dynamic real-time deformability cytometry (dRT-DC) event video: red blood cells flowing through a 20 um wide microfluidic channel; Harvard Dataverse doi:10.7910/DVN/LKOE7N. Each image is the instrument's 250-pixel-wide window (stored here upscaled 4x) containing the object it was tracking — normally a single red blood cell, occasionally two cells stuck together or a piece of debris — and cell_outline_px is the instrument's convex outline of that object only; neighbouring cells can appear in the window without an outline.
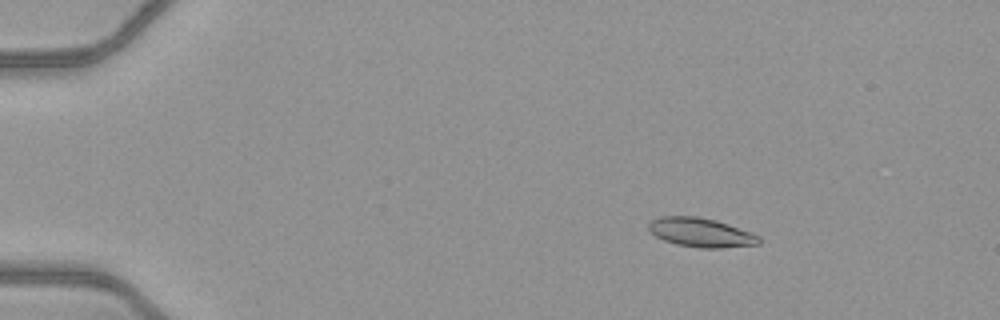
{"species": "common noctule bat (a hibernating species)", "species_latin": "Nyctalus noctula", "temperature_condition": "warm", "stored_images_in_passage": 46, "camera_frame_rate_fps": 3000, "um_per_image_px": 0.085, "animal": {"sex": "female", "body_mass_g": 21.9}, "frame": {"image": 1, "passage_image": 3, "time_ms": 0.667, "image_size_px": [1000, 320], "cell_outline_px": [[760, 244], [720, 248], [700, 248], [676, 244], [664, 240], [656, 236], [648, 228], [648, 224], [652, 220], [660, 216], [696, 216], [716, 220], [728, 224], [760, 236]], "centroid_in_image_um": [59.57, 19.76], "position_along_channel_um": 25.4, "area_um2": 18.61}}
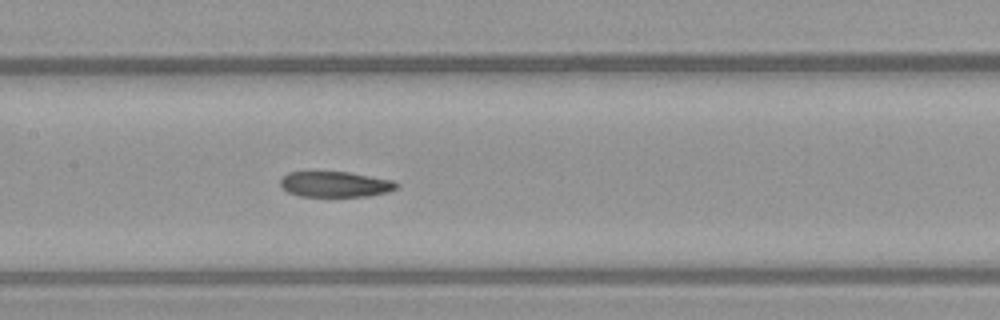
{"frame": {"image": 2, "passage_image": 21, "time_ms": 6.667, "image_size_px": [1000, 320], "cell_outline_px": [[400, 184], [396, 188], [388, 192], [368, 196], [300, 196], [288, 192], [280, 184], [280, 176], [288, 172], [348, 172], [392, 180]], "centroid_in_image_um": [28.48, 15.66], "position_along_channel_um": 178.9, "area_um2": 17.28}}
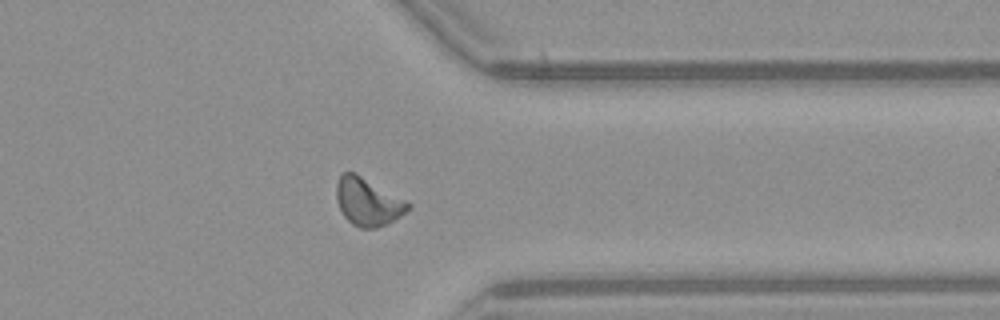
{"frame": {"image": 3, "passage_image": 36, "time_ms": 11.667, "image_size_px": [1000, 320], "cell_outline_px": [[412, 208], [388, 224], [376, 228], [360, 228], [352, 224], [344, 216], [336, 200], [336, 184], [340, 172], [356, 172], [412, 204]], "centroid_in_image_um": [31.26, 17.14], "position_along_channel_um": 380.1, "area_um2": 20.11}, "authors_computed_cell_mechanics": {"area_um2": 18.7561, "velocity_mm_per_s": 4.099, "shape_relaxation_time_tau1_ms": 9.1173, "shape_relaxation_time_tau2_ms": 7.4012, "deformation_change_tau1": 0.2214, "deformation_change_tau2": 0.1488}}